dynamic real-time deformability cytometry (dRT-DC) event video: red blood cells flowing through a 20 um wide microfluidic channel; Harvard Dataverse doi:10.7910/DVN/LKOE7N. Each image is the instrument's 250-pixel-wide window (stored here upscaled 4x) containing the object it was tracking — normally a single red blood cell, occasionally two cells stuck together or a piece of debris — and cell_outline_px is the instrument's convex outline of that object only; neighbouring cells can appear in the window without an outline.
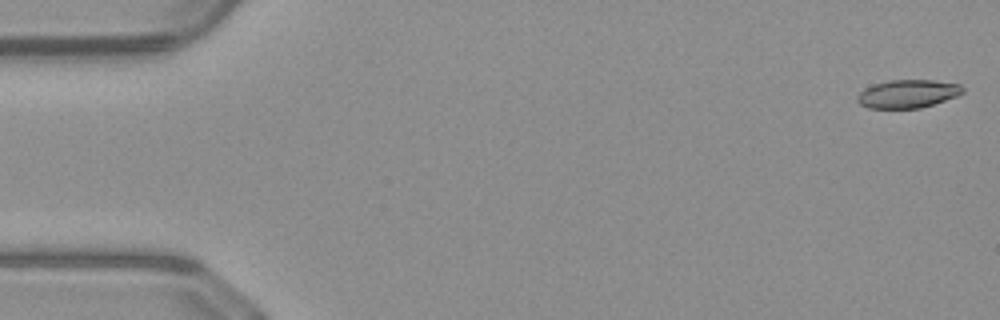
{"species": "common noctule bat (a hibernating species)", "species_latin": "Nyctalus noctula", "temperature_condition": "warm", "stored_images_in_passage": 51, "camera_frame_rate_fps": 3000, "um_per_image_px": 0.085, "animal": {"sex": "male", "body_mass_g": 23.1, "forearm_length_mm": 52.7}, "frame": {"image": 1, "passage_image": 1, "time_ms": 0.0, "image_size_px": [1000, 320], "cell_outline_px": [[964, 92], [956, 96], [920, 108], [868, 108], [860, 104], [856, 100], [856, 96], [864, 88], [872, 84], [888, 80], [932, 80], [960, 84], [964, 88]], "centroid_in_image_um": [77.12, 7.96], "position_along_channel_um": 7.9, "area_um2": 17.34}}
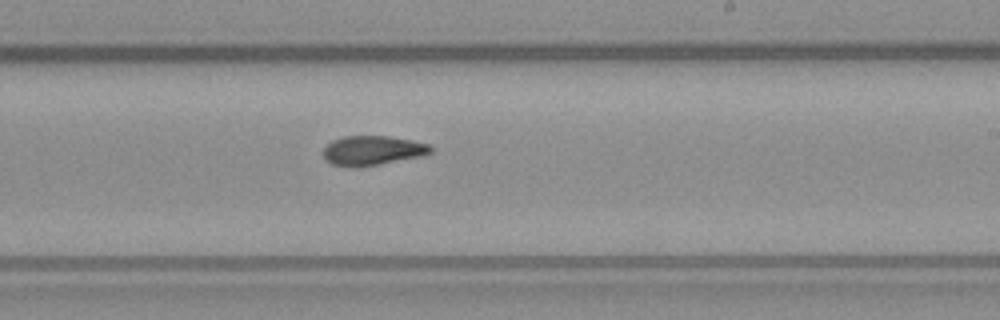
{"frame": {"image": 2, "passage_image": 30, "time_ms": 9.667, "image_size_px": [1000, 320], "cell_outline_px": [[432, 152], [420, 156], [360, 168], [352, 168], [332, 164], [324, 160], [324, 148], [332, 140], [344, 136], [388, 136], [412, 140], [428, 144], [432, 148]], "centroid_in_image_um": [31.63, 12.8], "position_along_channel_um": 257.4, "area_um2": 18.55}}
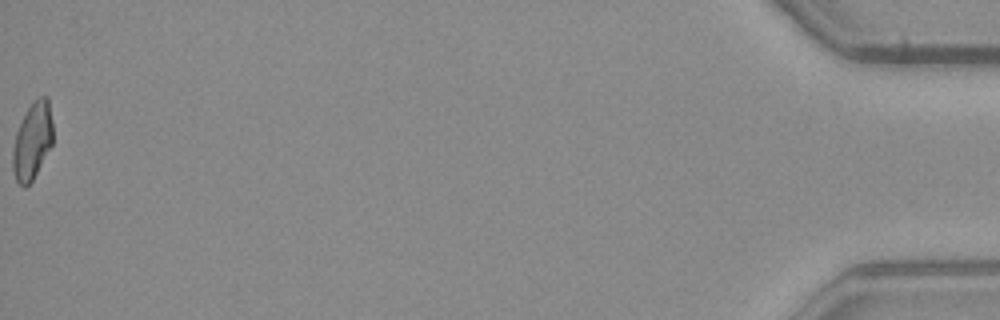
{"frame": {"image": 3, "passage_image": 51, "time_ms": 16.667, "image_size_px": [1000, 320], "cell_outline_px": [[52, 144], [32, 180], [24, 188], [16, 180], [12, 168], [12, 148], [16, 132], [28, 108], [40, 96], [48, 96], [52, 120]], "centroid_in_image_um": [2.74, 11.98], "position_along_channel_um": 432.5, "area_um2": 17.74}, "authors_computed_cell_mechanics": {"area_um2": 18.4382, "velocity_mm_per_s": 4.0824, "shape_relaxation_time_tau1_ms": null, "shape_relaxation_time_tau2_ms": 3.7654, "deformation_change_tau1": null, "deformation_change_tau2": 0.0928}}